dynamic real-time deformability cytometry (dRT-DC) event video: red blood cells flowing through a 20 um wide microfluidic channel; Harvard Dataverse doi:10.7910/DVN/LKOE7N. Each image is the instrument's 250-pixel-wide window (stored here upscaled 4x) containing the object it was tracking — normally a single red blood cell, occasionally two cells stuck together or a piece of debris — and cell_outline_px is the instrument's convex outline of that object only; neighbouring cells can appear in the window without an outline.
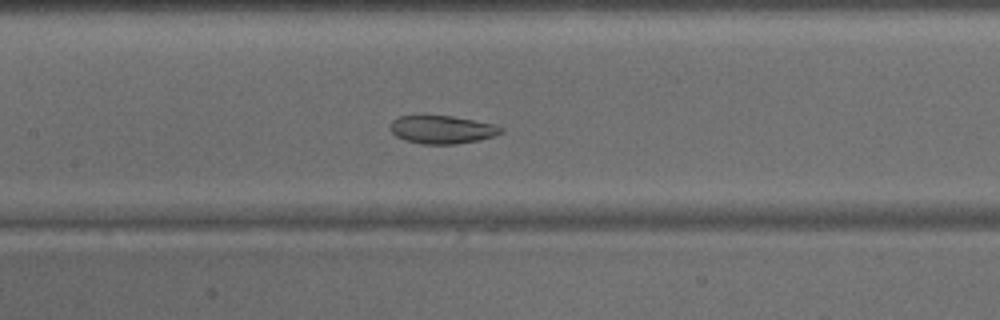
{"species": "common noctule bat (a hibernating species)", "species_latin": "Nyctalus noctula", "temperature_condition": "warm", "stored_images_in_passage": 49, "segment_of_instrument_passage": [1, 2], "camera_frame_rate_fps": 3000, "um_per_image_px": 0.085, "animal": {"sex": "male", "body_mass_g": 15.6}, "frame": {"image": 1, "passage_image": 23, "time_ms": 7.333, "image_size_px": [1000, 320], "cell_outline_px": [[504, 132], [492, 136], [476, 140], [456, 144], [420, 144], [404, 140], [396, 136], [388, 128], [388, 124], [392, 120], [400, 116], [452, 116], [496, 124], [504, 128]], "centroid_in_image_um": [37.55, 11.01], "position_along_channel_um": 169.9, "area_um2": 18.21}}
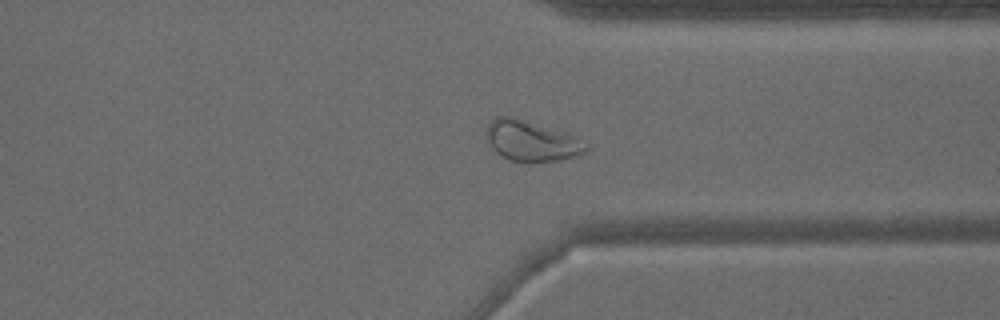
{"frame": {"image": 2, "passage_image": 37, "time_ms": 12.0, "image_size_px": [1000, 320], "cell_outline_px": [[588, 148], [584, 152], [576, 156], [560, 160], [532, 164], [512, 160], [496, 152], [492, 148], [488, 140], [488, 124], [496, 116], [512, 116], [576, 136], [588, 144]], "centroid_in_image_um": [45.21, 12.0], "position_along_channel_um": 366.2, "area_um2": 23.47}}
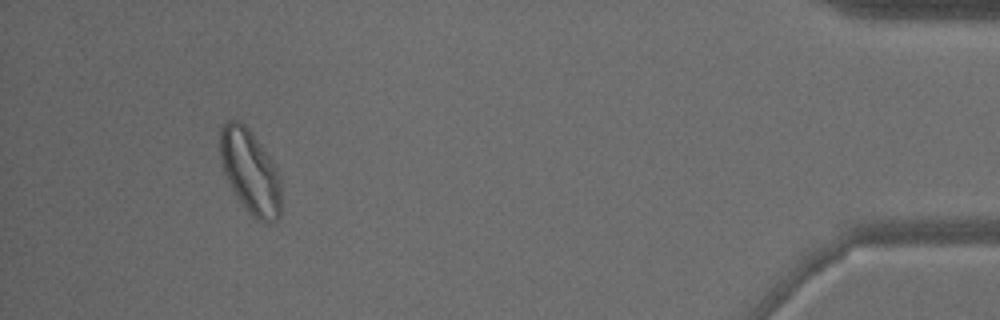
{"frame": {"image": 3, "passage_image": 45, "time_ms": 14.667, "image_size_px": [1000, 320], "cell_outline_px": [[280, 216], [276, 220], [268, 224], [256, 220], [248, 212], [232, 188], [224, 172], [220, 156], [220, 128], [228, 120], [240, 120], [248, 128], [276, 164], [280, 176]], "centroid_in_image_um": [21.29, 14.59], "position_along_channel_um": 413.9, "area_um2": 29.94}}